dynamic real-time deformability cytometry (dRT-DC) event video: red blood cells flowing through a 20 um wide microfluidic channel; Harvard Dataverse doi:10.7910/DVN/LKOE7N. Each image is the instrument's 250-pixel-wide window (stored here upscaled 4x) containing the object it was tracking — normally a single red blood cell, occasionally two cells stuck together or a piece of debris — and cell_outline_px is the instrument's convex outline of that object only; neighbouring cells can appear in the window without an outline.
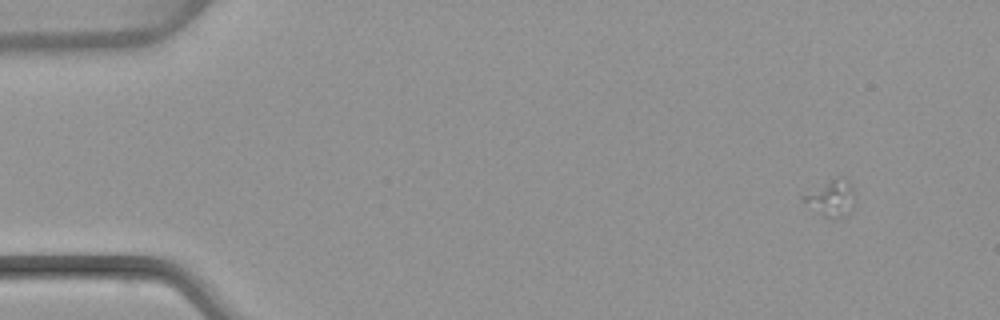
{"species": "common noctule bat (a hibernating species)", "species_latin": "Nyctalus noctula", "temperature_condition": "warm", "stored_images_in_passage": 1, "camera_frame_rate_fps": 3000, "um_per_image_px": 0.085, "animal": {"sex": "female", "body_mass_g": 22.7, "forearm_length_mm": 54.2}, "frame": {"image": 1, "passage_image": 1, "time_ms": 0.0, "image_size_px": [1000, 320], "cell_outline_px": [[852, 192], [848, 212], [844, 216], [832, 220], [824, 216], [800, 200], [800, 196], [840, 176], [844, 176], [852, 184]], "centroid_in_image_um": [70.6, 16.84], "position_along_channel_um": 14.4, "area_um2": 10.35}}